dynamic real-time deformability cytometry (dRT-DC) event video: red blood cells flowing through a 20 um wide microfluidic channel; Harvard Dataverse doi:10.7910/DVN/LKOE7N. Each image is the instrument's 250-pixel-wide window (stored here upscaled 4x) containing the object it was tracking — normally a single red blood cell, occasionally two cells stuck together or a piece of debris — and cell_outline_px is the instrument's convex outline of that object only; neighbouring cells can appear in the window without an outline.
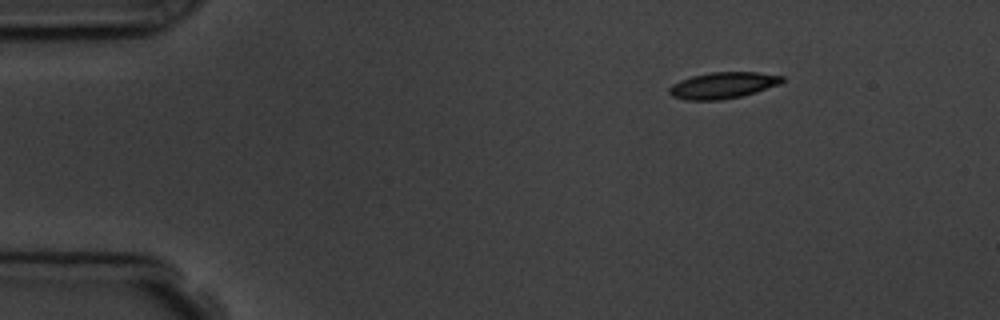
{"species": "common noctule bat (a hibernating species)", "species_latin": "Nyctalus noctula", "temperature_condition": "room temperature", "stored_images_in_passage": 7, "camera_frame_rate_fps": 3000, "um_per_image_px": 0.085, "animal": {"sex": "male", "body_mass_g": 19.5, "forearm_length_mm": 54.6}, "frame": {"image": 1, "passage_image": 1, "time_ms": 0.0, "image_size_px": [1000, 320], "cell_outline_px": [[784, 80], [780, 84], [756, 92], [740, 96], [720, 100], [688, 100], [672, 96], [668, 92], [668, 88], [672, 84], [680, 80], [692, 76], [712, 72], [756, 72], [784, 76]], "centroid_in_image_um": [61.44, 7.25], "position_along_channel_um": 23.6, "area_um2": 17.28}}
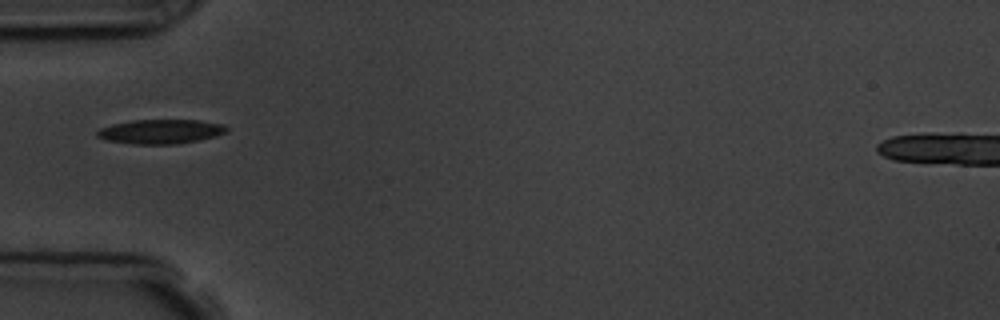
{"frame": {"image": 2, "passage_image": 4, "time_ms": 3.333, "image_size_px": [1000, 320], "cell_outline_px": [[228, 132], [216, 136], [200, 140], [176, 144], [136, 144], [104, 140], [96, 136], [96, 132], [100, 128], [112, 124], [132, 120], [200, 120], [224, 124], [228, 128]], "centroid_in_image_um": [13.67, 11.18], "position_along_channel_um": 71.3, "area_um2": 18.55}}